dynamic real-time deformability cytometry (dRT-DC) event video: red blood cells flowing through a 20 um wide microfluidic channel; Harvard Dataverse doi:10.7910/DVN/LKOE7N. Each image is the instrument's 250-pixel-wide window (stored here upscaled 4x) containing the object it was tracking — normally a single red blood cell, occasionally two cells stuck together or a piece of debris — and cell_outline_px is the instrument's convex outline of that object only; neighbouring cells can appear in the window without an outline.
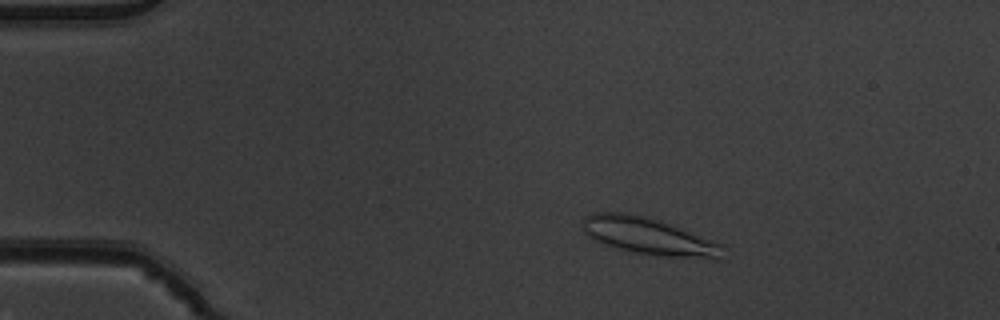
{"species": "common noctule bat (a hibernating species)", "species_latin": "Nyctalus noctula", "temperature_condition": "warm", "stored_images_in_passage": 52, "camera_frame_rate_fps": 3000, "um_per_image_px": 0.085, "animal": {"sex": "male", "body_mass_g": 19.5, "forearm_length_mm": 54.6}, "frame": {"image": 1, "passage_image": 9, "time_ms": 2.667, "image_size_px": [1000, 320], "cell_outline_px": [[724, 244], [720, 260], [716, 260], [656, 256], [636, 252], [604, 244], [592, 240], [584, 232], [584, 216], [592, 212], [628, 212], [660, 220], [672, 224]], "centroid_in_image_um": [55.19, 20.08], "position_along_channel_um": 29.8, "area_um2": 30.69}}
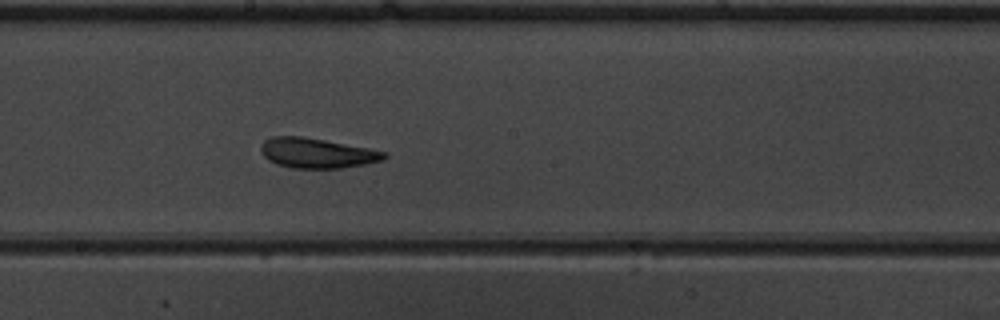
{"frame": {"image": 2, "passage_image": 29, "time_ms": 9.333, "image_size_px": [1000, 320], "cell_outline_px": [[388, 156], [384, 160], [364, 164], [340, 168], [292, 168], [276, 164], [268, 160], [260, 152], [260, 144], [264, 140], [272, 136], [300, 136], [324, 140], [368, 148], [388, 152]], "centroid_in_image_um": [26.92, 13.01], "position_along_channel_um": 221.3, "area_um2": 21.62}}
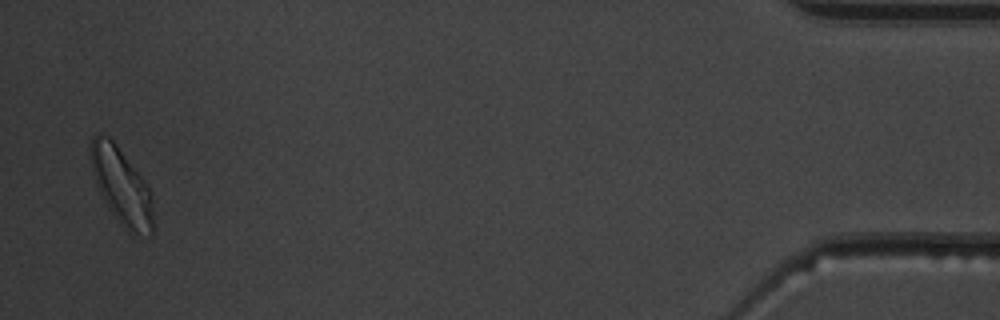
{"frame": {"image": 3, "passage_image": 51, "time_ms": 16.667, "image_size_px": [1000, 320], "cell_outline_px": [[152, 236], [148, 236], [128, 232], [120, 224], [108, 208], [96, 184], [92, 172], [92, 136], [100, 132], [108, 136], [116, 144], [144, 180], [152, 196]], "centroid_in_image_um": [10.33, 15.85], "position_along_channel_um": 424.9, "area_um2": 27.46}, "authors_computed_cell_mechanics": {"area_um2": 22.9177, "velocity_mm_per_s": 3.8583, "shape_relaxation_time_tau1_ms": 4.0274, "shape_relaxation_time_tau2_ms": 2.2235, "deformation_change_tau1": 0.137, "deformation_change_tau2": 0.1138}}